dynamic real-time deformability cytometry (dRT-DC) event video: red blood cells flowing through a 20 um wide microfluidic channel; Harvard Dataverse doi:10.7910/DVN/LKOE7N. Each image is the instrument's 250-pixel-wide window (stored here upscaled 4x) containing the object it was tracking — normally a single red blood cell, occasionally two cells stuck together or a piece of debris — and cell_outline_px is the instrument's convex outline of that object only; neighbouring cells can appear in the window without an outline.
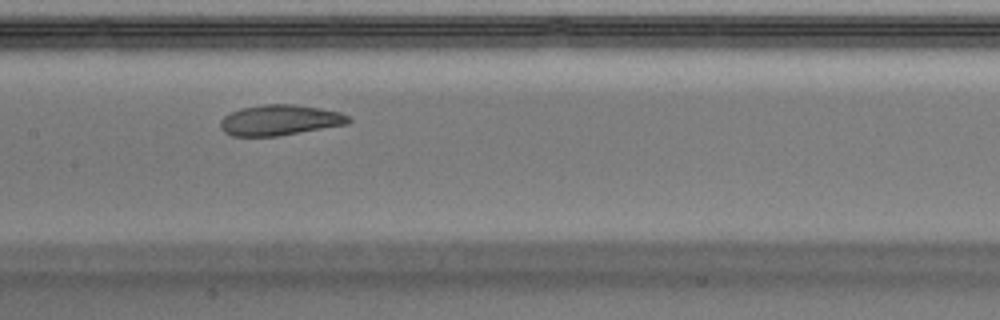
{"species": "Egyptian fruit bat (a non-hibernating species)", "species_latin": "Rousettus aegyptiacus", "temperature_condition": "warm", "stored_images_in_passage": 47, "camera_frame_rate_fps": 3000, "um_per_image_px": 0.085, "animal": {"sex": "male"}, "frame": {"image": 1, "passage_image": 21, "time_ms": 6.667, "image_size_px": [1000, 320], "cell_outline_px": [[352, 120], [348, 124], [276, 136], [232, 136], [224, 132], [220, 128], [220, 120], [224, 116], [240, 108], [264, 104], [292, 104], [320, 108], [340, 112], [348, 116]], "centroid_in_image_um": [23.77, 10.21], "position_along_channel_um": 183.6, "area_um2": 22.77}}
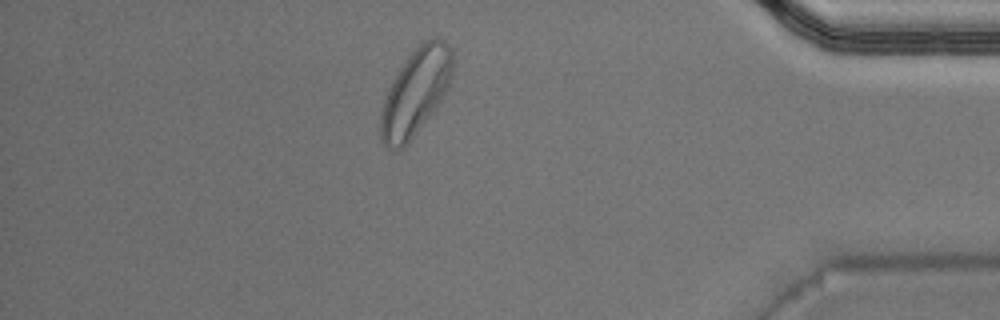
{"frame": {"image": 2, "passage_image": 40, "time_ms": 13.0, "image_size_px": [1000, 320], "cell_outline_px": [[452, 76], [440, 100], [432, 112], [404, 148], [400, 152], [396, 152], [388, 148], [384, 144], [380, 136], [380, 116], [384, 100], [388, 88], [400, 68], [408, 56], [424, 40], [436, 36], [444, 40], [452, 48]], "centroid_in_image_um": [35.3, 7.84], "position_along_channel_um": 399.9, "area_um2": 35.95}}